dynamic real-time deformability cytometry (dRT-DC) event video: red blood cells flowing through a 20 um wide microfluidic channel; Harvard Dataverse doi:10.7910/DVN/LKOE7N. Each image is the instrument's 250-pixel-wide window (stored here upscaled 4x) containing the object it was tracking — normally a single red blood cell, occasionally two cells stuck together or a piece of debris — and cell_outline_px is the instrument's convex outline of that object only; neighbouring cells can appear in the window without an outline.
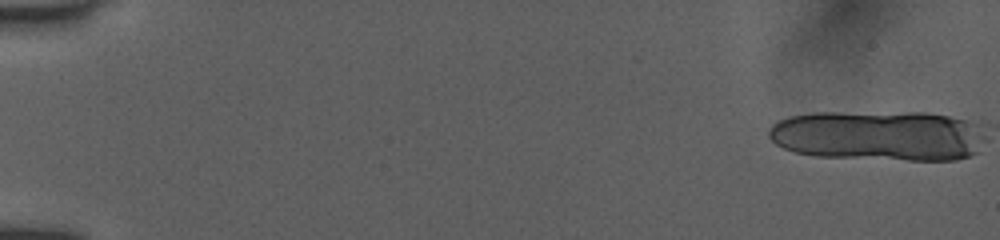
{"species": "human", "species_latin": "Homo sapiens", "temperature_condition": "room temperature", "stored_images_in_passage": 25, "camera_frame_rate_fps": 3000, "um_per_image_px": 0.085, "donor": {"sex": "female"}, "frame": {"image": 1, "passage_image": 1, "time_ms": 0.0, "image_size_px": [1000, 240], "cell_outline_px": [[976, 152], [968, 156], [956, 160], [908, 160], [816, 156], [796, 152], [784, 148], [776, 144], [768, 136], [768, 132], [772, 124], [788, 116], [816, 112], [928, 112], [948, 116], [964, 120], [972, 124]], "centroid_in_image_um": [74.47, 11.52], "position_along_channel_um": 10.5, "area_um2": 62.48}}
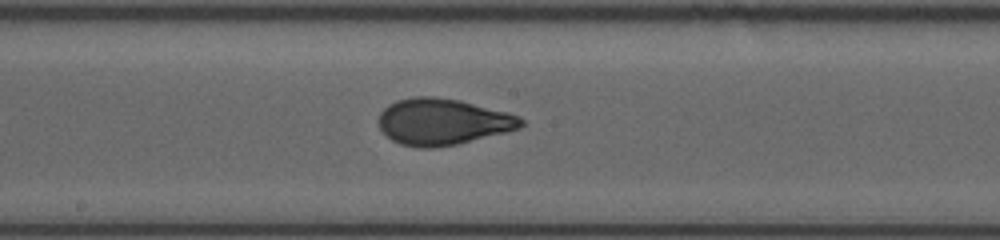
{"frame": {"image": 2, "passage_image": 22, "time_ms": 10.0, "image_size_px": [1000, 240], "cell_outline_px": [[524, 124], [520, 128], [456, 144], [432, 148], [420, 148], [400, 144], [392, 140], [380, 128], [380, 112], [388, 104], [396, 100], [412, 96], [436, 96], [460, 100], [508, 112], [520, 116], [524, 120]], "centroid_in_image_um": [37.63, 10.33], "position_along_channel_um": 210.6, "area_um2": 38.44}}
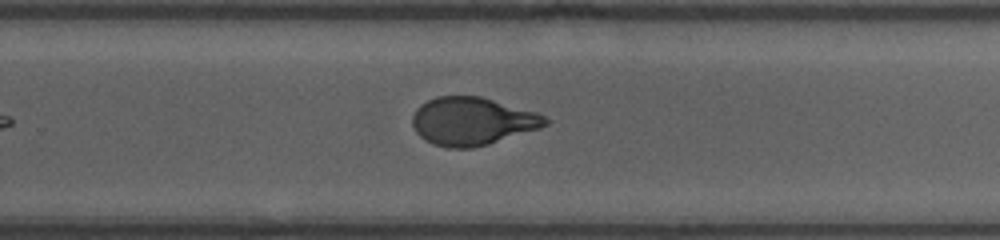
{"frame": {"image": 3, "passage_image": 25, "time_ms": 12.0, "image_size_px": [1000, 240], "cell_outline_px": [[552, 120], [548, 124], [540, 128], [488, 144], [472, 148], [448, 148], [432, 144], [424, 140], [416, 132], [412, 124], [412, 116], [416, 108], [420, 104], [436, 96], [480, 96], [536, 112]], "centroid_in_image_um": [40.12, 10.3], "position_along_channel_um": 289.7, "area_um2": 37.22}}